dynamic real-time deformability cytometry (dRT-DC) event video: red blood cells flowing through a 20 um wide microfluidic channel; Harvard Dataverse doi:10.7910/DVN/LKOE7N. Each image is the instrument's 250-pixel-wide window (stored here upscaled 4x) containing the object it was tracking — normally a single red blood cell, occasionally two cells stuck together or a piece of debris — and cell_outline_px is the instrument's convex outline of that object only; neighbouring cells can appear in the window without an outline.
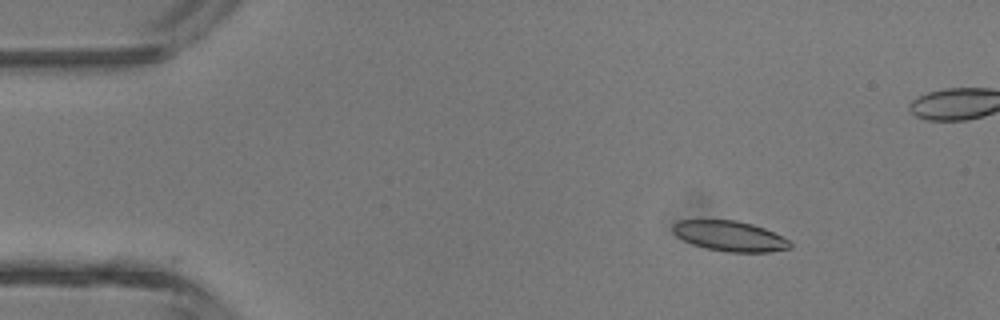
{"species": "common noctule bat (a hibernating species)", "species_latin": "Nyctalus noctula", "temperature_condition": "room temperature", "stored_images_in_passage": 5, "camera_frame_rate_fps": 3000, "um_per_image_px": 0.085, "animal": {"sex": "male", "body_mass_g": 13.3}, "frame": {"image": 1, "passage_image": 3, "time_ms": 2.0, "image_size_px": [1000, 320], "cell_outline_px": [[792, 248], [768, 252], [728, 252], [708, 248], [692, 244], [676, 236], [672, 232], [672, 224], [680, 220], [736, 220], [752, 224], [764, 228], [788, 240], [792, 244]], "centroid_in_image_um": [62.01, 20.06], "position_along_channel_um": 23.0, "area_um2": 20.58}}